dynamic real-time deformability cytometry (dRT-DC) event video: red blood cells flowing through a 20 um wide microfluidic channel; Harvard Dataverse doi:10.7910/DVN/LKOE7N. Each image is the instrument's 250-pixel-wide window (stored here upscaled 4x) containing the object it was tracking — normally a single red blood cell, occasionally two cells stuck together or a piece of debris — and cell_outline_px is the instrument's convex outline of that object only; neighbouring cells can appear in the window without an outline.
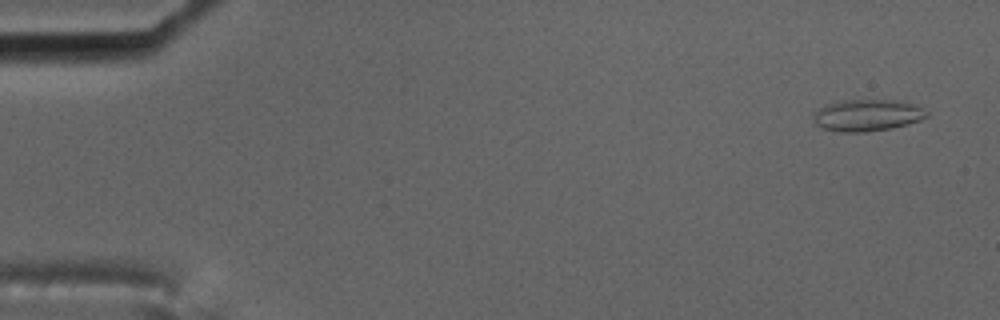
{"species": "common noctule bat (a hibernating species)", "species_latin": "Nyctalus noctula", "temperature_condition": "cold", "stored_images_in_passage": 56, "camera_frame_rate_fps": 3000, "um_per_image_px": 0.085, "animal": {"sex": "male", "body_mass_g": 17.5, "forearm_length_mm": 52.3}, "frame": {"image": 1, "passage_image": 3, "time_ms": 0.667, "image_size_px": [1000, 320], "cell_outline_px": [[928, 116], [920, 120], [908, 124], [892, 128], [864, 132], [840, 132], [820, 128], [816, 124], [812, 116], [812, 112], [824, 104], [840, 100], [904, 100], [928, 112]], "centroid_in_image_um": [73.66, 9.79], "position_along_channel_um": 11.3, "area_um2": 21.27}}
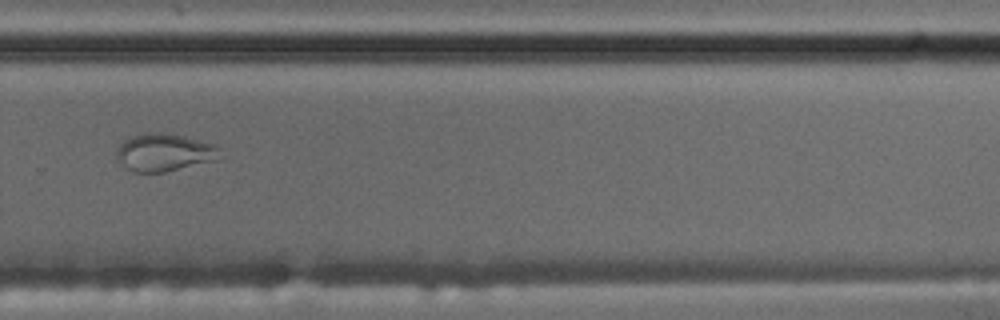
{"frame": {"image": 2, "passage_image": 40, "time_ms": 13.0, "image_size_px": [1000, 320], "cell_outline_px": [[224, 156], [216, 160], [164, 172], [132, 172], [120, 164], [116, 160], [116, 148], [124, 140], [132, 136], [144, 132], [160, 132], [184, 136], [216, 144], [220, 148]], "centroid_in_image_um": [13.97, 12.95], "position_along_channel_um": 315.8, "area_um2": 23.12}}
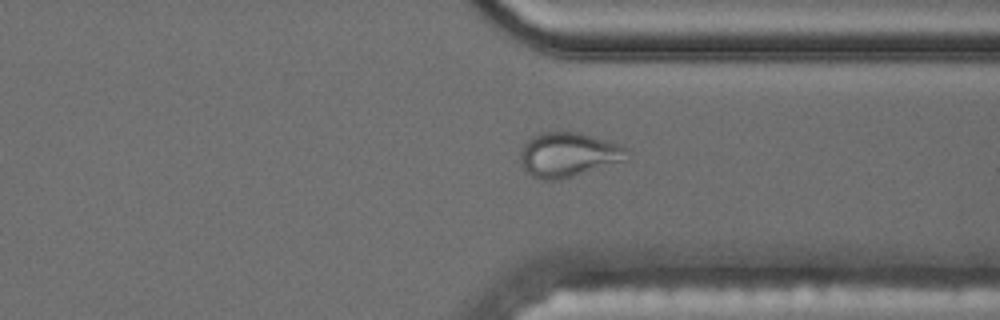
{"frame": {"image": 3, "passage_image": 44, "time_ms": 14.333, "image_size_px": [1000, 320], "cell_outline_px": [[628, 148], [624, 160], [560, 180], [544, 180], [532, 176], [520, 164], [520, 148], [532, 136], [540, 132], [580, 132]], "centroid_in_image_um": [48.23, 13.14], "position_along_channel_um": 363.2, "area_um2": 27.28}}